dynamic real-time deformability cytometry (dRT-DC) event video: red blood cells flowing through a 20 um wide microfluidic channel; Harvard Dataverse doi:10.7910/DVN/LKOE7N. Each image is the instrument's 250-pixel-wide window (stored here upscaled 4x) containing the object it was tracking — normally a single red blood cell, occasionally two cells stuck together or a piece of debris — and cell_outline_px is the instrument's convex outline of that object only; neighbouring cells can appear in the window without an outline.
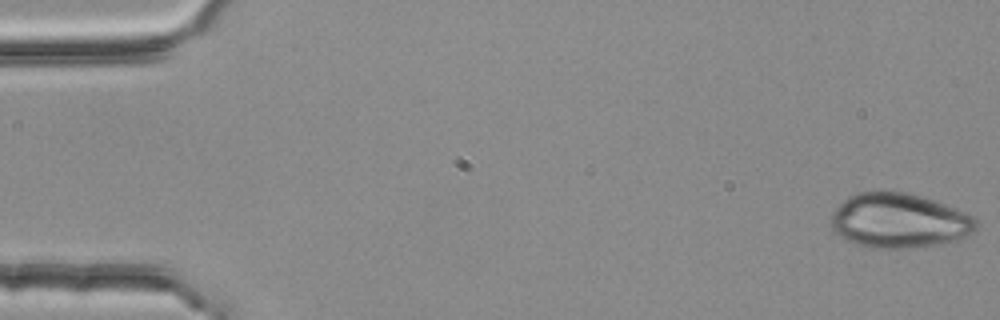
{"species": "common noctule bat (a hibernating species)", "species_latin": "Nyctalus noctula", "temperature_condition": "room temperature", "stored_images_in_passage": 53, "camera_frame_rate_fps": 3000, "um_per_image_px": 0.085, "animal": {"sex": "female", "body_mass_g": 25.1}, "frame": {"image": 1, "passage_image": 1, "time_ms": 0.0, "image_size_px": [1000, 320], "cell_outline_px": [[976, 228], [972, 232], [964, 236], [952, 240], [936, 244], [912, 248], [872, 248], [848, 240], [840, 236], [832, 228], [832, 212], [848, 196], [856, 192], [908, 192], [956, 208], [972, 216], [976, 220]], "centroid_in_image_um": [76.4, 18.75], "position_along_channel_um": 8.6, "area_um2": 45.49}}
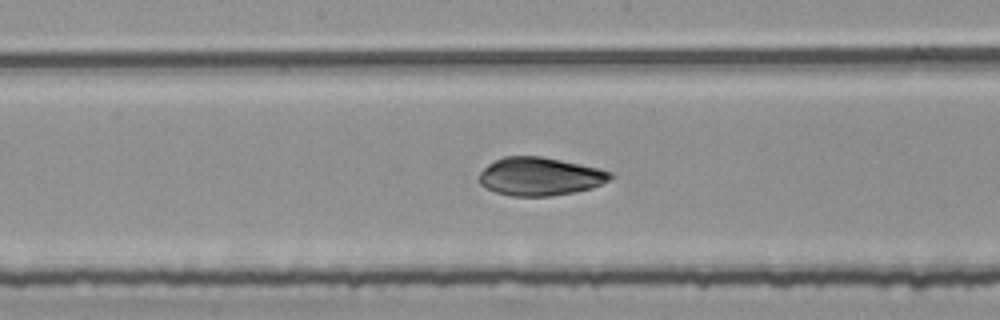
{"frame": {"image": 2, "passage_image": 28, "time_ms": 9.0, "image_size_px": [1000, 320], "cell_outline_px": [[612, 176], [608, 180], [592, 188], [552, 196], [512, 196], [496, 192], [480, 184], [480, 172], [488, 164], [504, 156], [540, 156], [600, 168], [612, 172]], "centroid_in_image_um": [45.89, 14.99], "position_along_channel_um": 202.3, "area_um2": 28.96}}
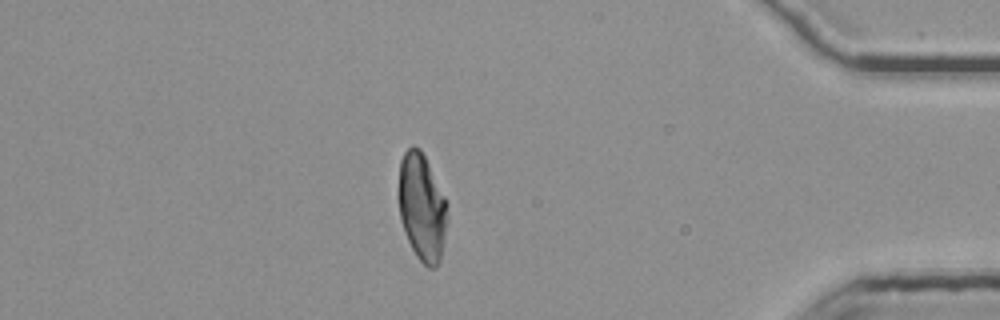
{"frame": {"image": 3, "passage_image": 47, "time_ms": 15.333, "image_size_px": [1000, 320], "cell_outline_px": [[448, 220], [440, 260], [436, 268], [428, 268], [416, 256], [408, 240], [400, 220], [396, 192], [400, 160], [404, 152], [412, 144], [420, 148], [448, 200]], "centroid_in_image_um": [35.85, 17.58], "position_along_channel_um": 399.3, "area_um2": 31.5}}